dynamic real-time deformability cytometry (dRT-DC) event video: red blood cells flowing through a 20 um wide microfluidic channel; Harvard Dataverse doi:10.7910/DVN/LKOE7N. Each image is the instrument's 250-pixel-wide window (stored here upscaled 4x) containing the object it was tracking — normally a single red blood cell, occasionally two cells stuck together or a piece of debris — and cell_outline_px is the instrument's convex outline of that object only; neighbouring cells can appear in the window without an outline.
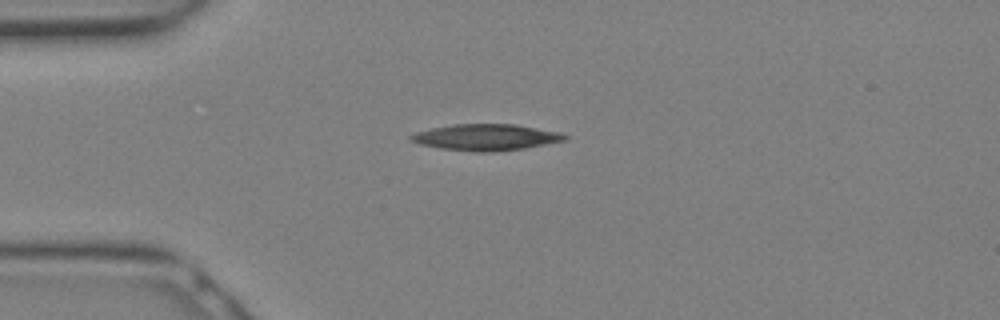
{"species": "Egyptian fruit bat (a non-hibernating species)", "species_latin": "Rousettus aegyptiacus", "temperature_condition": "warm", "stored_images_in_passage": 3, "camera_frame_rate_fps": 3000, "um_per_image_px": 0.085, "animal": {"sex": "female"}, "frame": {"image": 1, "passage_image": 1, "time_ms": 0.0, "image_size_px": [1000, 320], "cell_outline_px": [[568, 140], [524, 148], [492, 152], [476, 152], [440, 148], [420, 144], [408, 140], [408, 136], [416, 132], [432, 128], [452, 124], [512, 124], [560, 132], [568, 136]], "centroid_in_image_um": [41.29, 11.67], "position_along_channel_um": 43.7, "area_um2": 23.58}}